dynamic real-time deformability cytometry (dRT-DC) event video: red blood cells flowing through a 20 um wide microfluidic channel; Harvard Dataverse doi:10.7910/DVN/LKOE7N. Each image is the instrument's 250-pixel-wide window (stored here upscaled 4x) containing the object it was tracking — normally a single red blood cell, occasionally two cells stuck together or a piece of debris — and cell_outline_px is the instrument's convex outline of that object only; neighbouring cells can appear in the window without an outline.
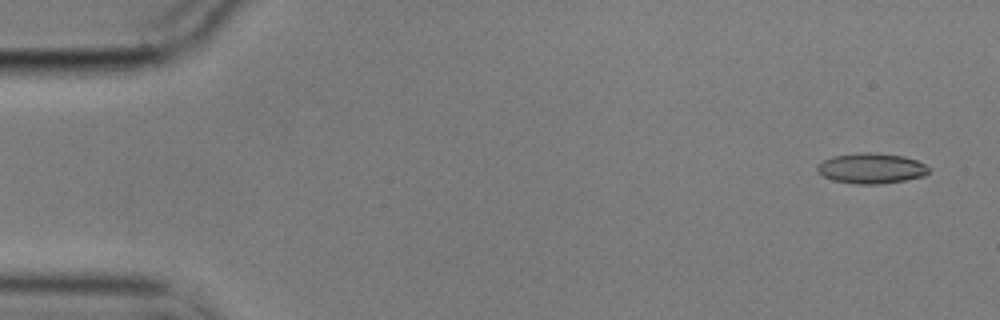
{"species": "common noctule bat (a hibernating species)", "species_latin": "Nyctalus noctula", "temperature_condition": "cold", "stored_images_in_passage": 57, "camera_frame_rate_fps": 3000, "um_per_image_px": 0.085, "animal": {"sex": "male", "body_mass_g": 17.9}, "frame": {"image": 1, "passage_image": 3, "time_ms": 0.667, "image_size_px": [1000, 320], "cell_outline_px": [[932, 168], [924, 176], [904, 180], [880, 184], [860, 184], [832, 180], [816, 172], [816, 164], [832, 156], [860, 152], [872, 152], [904, 156], [916, 160]], "centroid_in_image_um": [74.04, 14.3], "position_along_channel_um": 11.0, "area_um2": 19.88}}
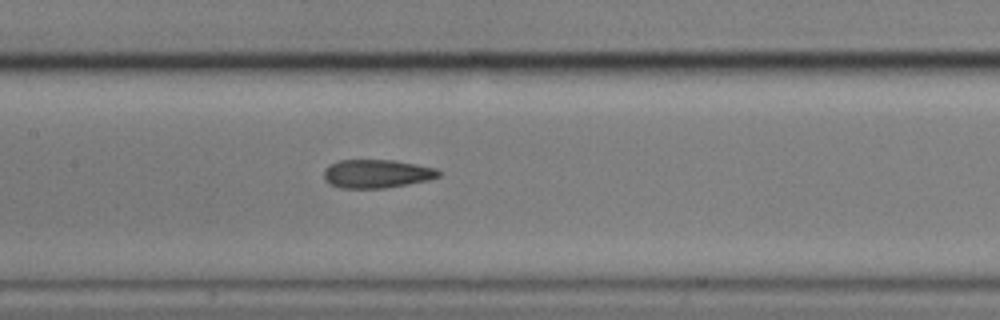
{"frame": {"image": 2, "passage_image": 27, "time_ms": 8.667, "image_size_px": [1000, 320], "cell_outline_px": [[440, 176], [428, 180], [408, 184], [384, 188], [340, 188], [328, 184], [324, 180], [324, 168], [328, 164], [340, 160], [392, 160], [416, 164], [436, 168], [440, 172]], "centroid_in_image_um": [31.98, 14.77], "position_along_channel_um": 175.4, "area_um2": 19.19}}
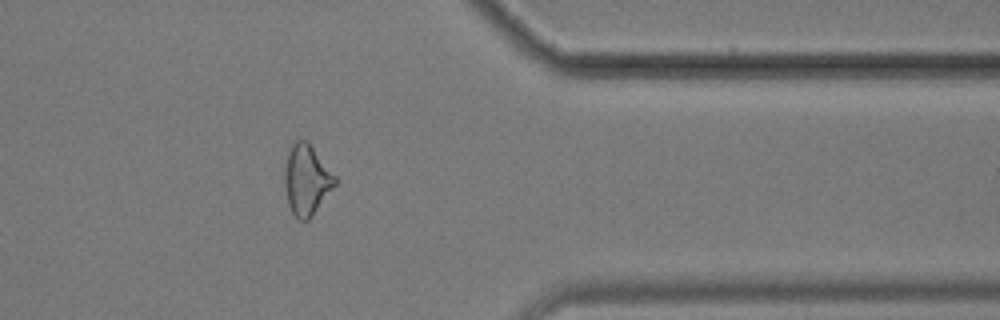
{"frame": {"image": 3, "passage_image": 46, "time_ms": 15.0, "image_size_px": [1000, 320], "cell_outline_px": [[336, 184], [312, 216], [308, 220], [300, 220], [292, 212], [288, 204], [284, 184], [284, 168], [288, 152], [292, 144], [296, 140], [308, 140], [336, 176]], "centroid_in_image_um": [26.05, 15.26], "position_along_channel_um": 385.3, "area_um2": 20.69}, "authors_computed_cell_mechanics": {"area_um2": 19.8254, "velocity_mm_per_s": 3.5436, "shape_relaxation_time_tau1_ms": 6.3324, "shape_relaxation_time_tau2_ms": 2.2315, "deformation_change_tau1": 0.1762, "deformation_change_tau2": 0.1128}}